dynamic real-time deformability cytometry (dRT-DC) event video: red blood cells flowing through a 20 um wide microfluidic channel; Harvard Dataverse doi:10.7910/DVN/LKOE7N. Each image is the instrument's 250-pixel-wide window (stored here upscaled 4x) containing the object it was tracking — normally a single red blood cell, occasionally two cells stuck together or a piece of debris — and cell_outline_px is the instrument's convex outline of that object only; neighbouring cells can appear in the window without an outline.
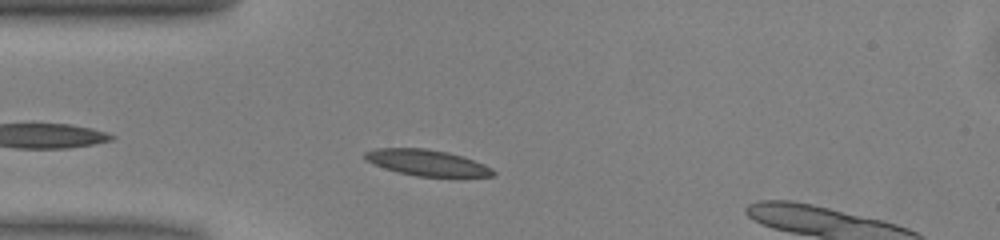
{"species": "common noctule bat (a hibernating species)", "species_latin": "Nyctalus noctula", "temperature_condition": "warm", "stored_images_in_passage": 37, "camera_frame_rate_fps": 3000, "um_per_image_px": 0.085, "animal": {"sex": "male", "body_mass_g": 13.0, "forearm_length_mm": 53.1}, "frame": {"image": 1, "passage_image": 4, "time_ms": 1.0, "image_size_px": [1000, 240], "cell_outline_px": [[496, 176], [416, 176], [396, 172], [384, 168], [364, 160], [364, 152], [376, 148], [424, 148], [448, 152], [484, 164], [492, 168], [496, 172]], "centroid_in_image_um": [36.25, 13.83], "position_along_channel_um": 48.8, "area_um2": 19.36}}
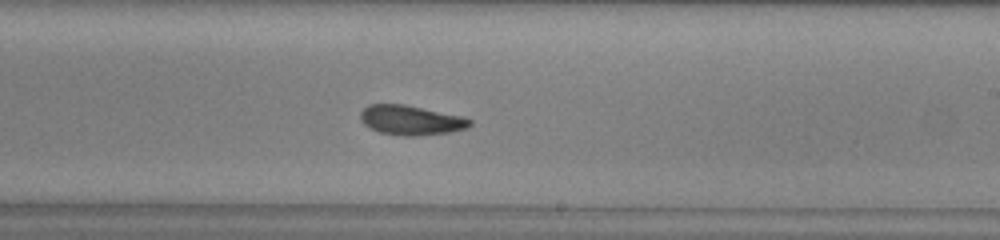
{"frame": {"image": 2, "passage_image": 20, "time_ms": 6.333, "image_size_px": [1000, 240], "cell_outline_px": [[472, 124], [468, 128], [448, 132], [416, 136], [404, 136], [380, 132], [364, 124], [360, 120], [360, 112], [368, 104], [404, 104], [460, 116], [472, 120]], "centroid_in_image_um": [34.91, 10.21], "position_along_channel_um": 254.1, "area_um2": 18.73}}
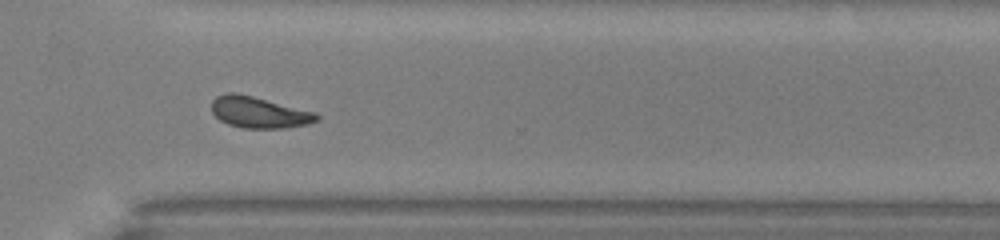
{"frame": {"image": 3, "passage_image": 27, "time_ms": 8.667, "image_size_px": [1000, 240], "cell_outline_px": [[320, 120], [308, 124], [288, 128], [244, 128], [228, 124], [220, 120], [212, 112], [212, 100], [216, 96], [228, 92], [236, 92], [316, 112], [320, 116]], "centroid_in_image_um": [22.04, 9.55], "position_along_channel_um": 348.6, "area_um2": 19.25}, "authors_computed_cell_mechanics": {"area_um2": 18.785, "velocity_mm_per_s": 4.0354, "shape_relaxation_time_tau1_ms": 3.7539, "shape_relaxation_time_tau2_ms": 2.1026, "deformation_change_tau1": 0.1283, "deformation_change_tau2": 0.0912}}